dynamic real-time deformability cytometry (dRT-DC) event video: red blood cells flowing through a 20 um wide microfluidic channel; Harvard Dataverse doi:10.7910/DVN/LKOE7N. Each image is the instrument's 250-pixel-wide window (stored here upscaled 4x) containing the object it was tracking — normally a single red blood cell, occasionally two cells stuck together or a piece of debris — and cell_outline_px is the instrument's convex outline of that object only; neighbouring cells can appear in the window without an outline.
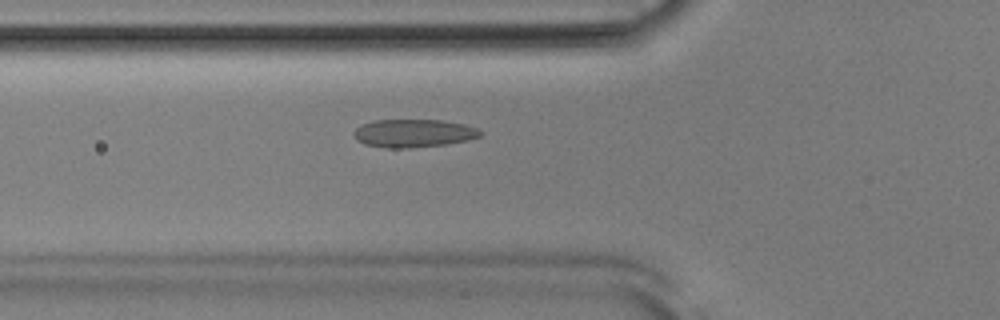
{"species": "Egyptian fruit bat (a non-hibernating species)", "species_latin": "Rousettus aegyptiacus", "temperature_condition": "room temperature", "stored_images_in_passage": 35, "camera_frame_rate_fps": 3000, "um_per_image_px": 0.085, "animal": {"sex": "male"}, "frame": {"image": 1, "passage_image": 6, "time_ms": 1.667, "image_size_px": [1000, 320], "cell_outline_px": [[484, 132], [480, 136], [468, 140], [444, 144], [408, 148], [388, 148], [364, 144], [356, 140], [352, 132], [360, 124], [372, 120], [440, 120], [464, 124], [476, 128]], "centroid_in_image_um": [35.11, 11.32], "position_along_channel_um": 90.7, "area_um2": 20.75}}
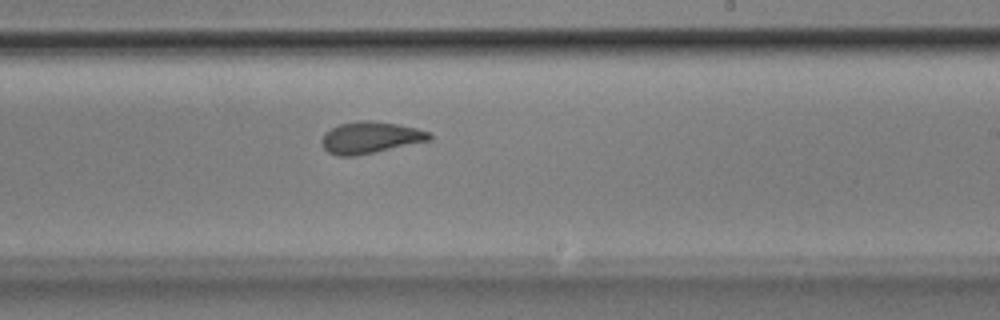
{"frame": {"image": 2, "passage_image": 19, "time_ms": 6.0, "image_size_px": [1000, 320], "cell_outline_px": [[432, 140], [356, 156], [340, 156], [328, 152], [320, 144], [320, 140], [324, 132], [340, 124], [360, 120], [372, 120], [396, 124], [416, 128], [432, 132]], "centroid_in_image_um": [31.47, 11.69], "position_along_channel_um": 257.5, "area_um2": 20.06}}
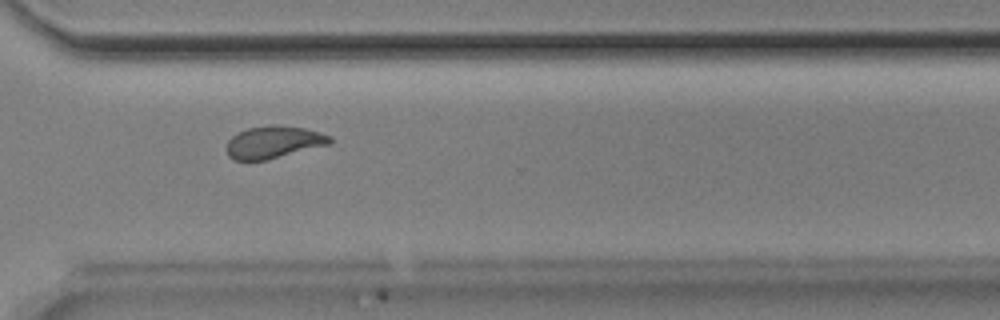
{"frame": {"image": 3, "passage_image": 26, "time_ms": 8.333, "image_size_px": [1000, 320], "cell_outline_px": [[332, 144], [264, 160], [236, 160], [228, 156], [228, 140], [236, 132], [248, 128], [268, 124], [276, 124], [304, 128], [320, 132], [332, 136]], "centroid_in_image_um": [23.29, 12.06], "position_along_channel_um": 347.3, "area_um2": 19.54}, "authors_computed_cell_mechanics": {"area_um2": 19.7098, "velocity_mm_per_s": 3.8444, "shape_relaxation_time_tau1_ms": 4.0698, "shape_relaxation_time_tau2_ms": 1.4973, "deformation_change_tau1": 0.1494, "deformation_change_tau2": 0.0882}}